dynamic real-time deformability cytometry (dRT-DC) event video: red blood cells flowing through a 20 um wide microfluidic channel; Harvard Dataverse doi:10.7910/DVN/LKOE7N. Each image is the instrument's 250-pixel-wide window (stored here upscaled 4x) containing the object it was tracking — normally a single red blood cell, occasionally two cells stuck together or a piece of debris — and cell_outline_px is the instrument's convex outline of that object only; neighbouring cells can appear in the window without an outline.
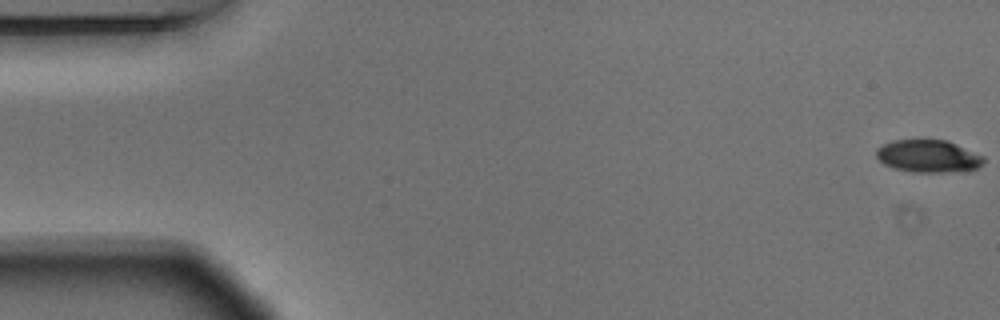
{"species": "Egyptian fruit bat (a non-hibernating species)", "species_latin": "Rousettus aegyptiacus", "temperature_condition": "warm", "stored_images_in_passage": 17, "camera_frame_rate_fps": 3000, "um_per_image_px": 0.085, "animal": {"sex": "male"}, "frame": {"image": 1, "passage_image": 1, "time_ms": 0.0, "image_size_px": [1000, 320], "cell_outline_px": [[984, 164], [976, 168], [944, 172], [912, 172], [896, 168], [884, 164], [876, 156], [876, 148], [892, 140], [924, 136], [948, 140], [984, 156]], "centroid_in_image_um": [78.88, 13.2], "position_along_channel_um": 6.1, "area_um2": 20.98}}
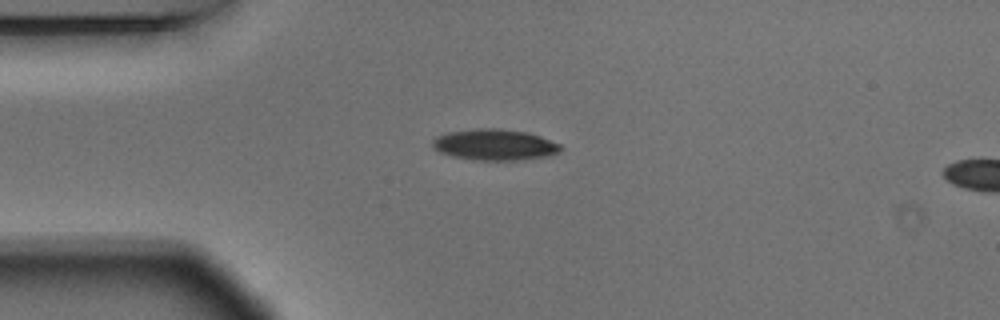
{"frame": {"image": 2, "passage_image": 14, "time_ms": 4.333, "image_size_px": [1000, 320], "cell_outline_px": [[564, 148], [560, 152], [548, 156], [516, 160], [472, 160], [452, 156], [440, 152], [432, 148], [432, 140], [436, 136], [448, 132], [476, 128], [500, 128], [528, 132], [540, 136], [560, 144]], "centroid_in_image_um": [42.04, 12.29], "position_along_channel_um": 43.0, "area_um2": 23.47}}